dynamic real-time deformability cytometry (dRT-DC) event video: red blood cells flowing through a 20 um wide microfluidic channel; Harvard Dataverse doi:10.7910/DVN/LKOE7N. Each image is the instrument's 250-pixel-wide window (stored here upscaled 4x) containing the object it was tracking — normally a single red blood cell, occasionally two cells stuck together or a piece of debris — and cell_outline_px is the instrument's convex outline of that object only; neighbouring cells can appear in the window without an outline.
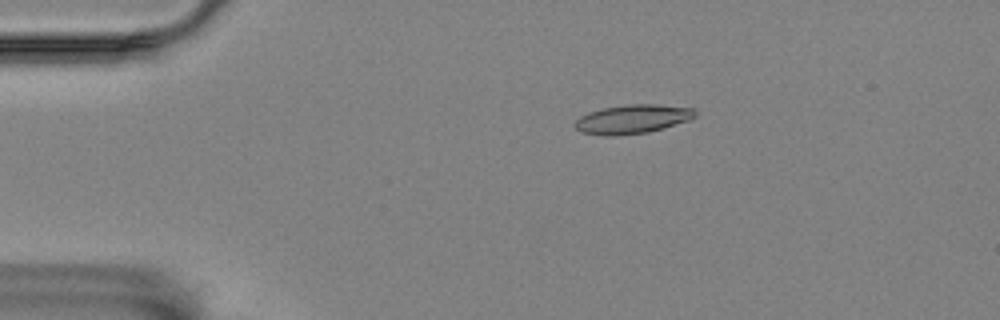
{"species": "Egyptian fruit bat (a non-hibernating species)", "species_latin": "Rousettus aegyptiacus", "temperature_condition": "room temperature", "stored_images_in_passage": 36, "camera_frame_rate_fps": 3000, "um_per_image_px": 0.085, "animal": {"sex": "female"}, "frame": {"image": 1, "passage_image": 1, "time_ms": 0.0, "image_size_px": [1000, 320], "cell_outline_px": [[696, 116], [688, 120], [664, 128], [648, 132], [616, 136], [604, 136], [580, 132], [572, 124], [580, 116], [588, 112], [604, 108], [628, 104], [656, 104], [696, 108]], "centroid_in_image_um": [53.74, 10.13], "position_along_channel_um": 31.3, "area_um2": 20.46}}
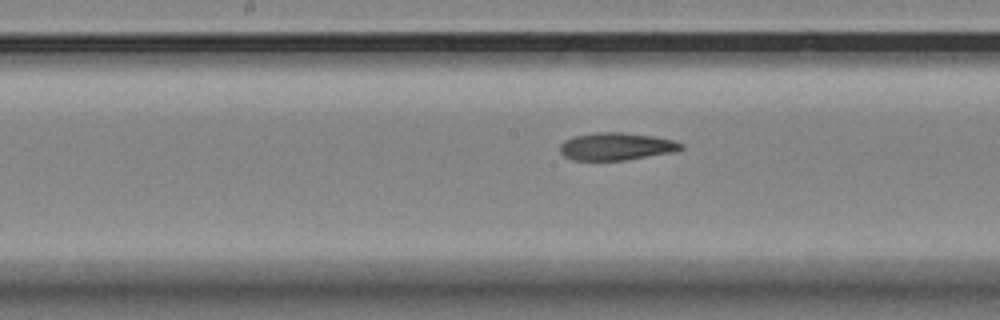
{"frame": {"image": 2, "passage_image": 19, "time_ms": 6.0, "image_size_px": [1000, 320], "cell_outline_px": [[684, 148], [672, 152], [628, 160], [572, 160], [564, 156], [560, 152], [560, 144], [564, 140], [572, 136], [596, 132], [624, 132], [656, 136], [672, 140], [684, 144]], "centroid_in_image_um": [52.37, 12.44], "position_along_channel_um": 195.8, "area_um2": 19.65}}
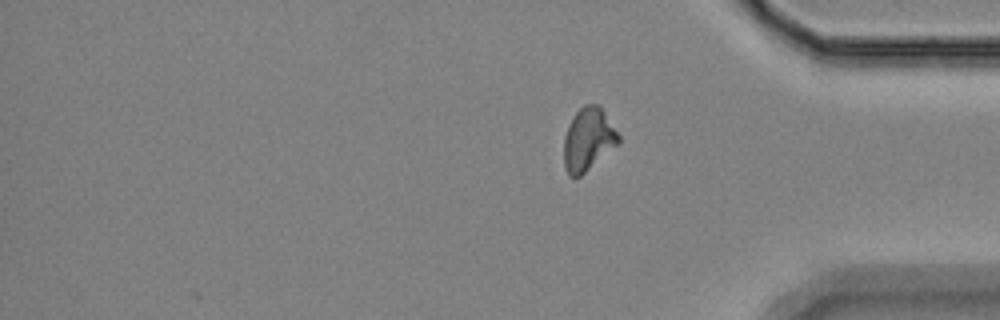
{"frame": {"image": 3, "passage_image": 36, "time_ms": 11.667, "image_size_px": [1000, 320], "cell_outline_px": [[620, 144], [580, 176], [568, 176], [564, 168], [564, 136], [568, 124], [572, 116], [584, 104], [600, 104], [620, 136]], "centroid_in_image_um": [50.0, 11.83], "position_along_channel_um": 385.2, "area_um2": 20.35}, "authors_computed_cell_mechanics": {"area_um2": 19.8254, "velocity_mm_per_s": 3.5512, "shape_relaxation_time_tau1_ms": 6.1613, "shape_relaxation_time_tau2_ms": 4.472, "deformation_change_tau1": 0.1756, "deformation_change_tau2": 0.1095}}